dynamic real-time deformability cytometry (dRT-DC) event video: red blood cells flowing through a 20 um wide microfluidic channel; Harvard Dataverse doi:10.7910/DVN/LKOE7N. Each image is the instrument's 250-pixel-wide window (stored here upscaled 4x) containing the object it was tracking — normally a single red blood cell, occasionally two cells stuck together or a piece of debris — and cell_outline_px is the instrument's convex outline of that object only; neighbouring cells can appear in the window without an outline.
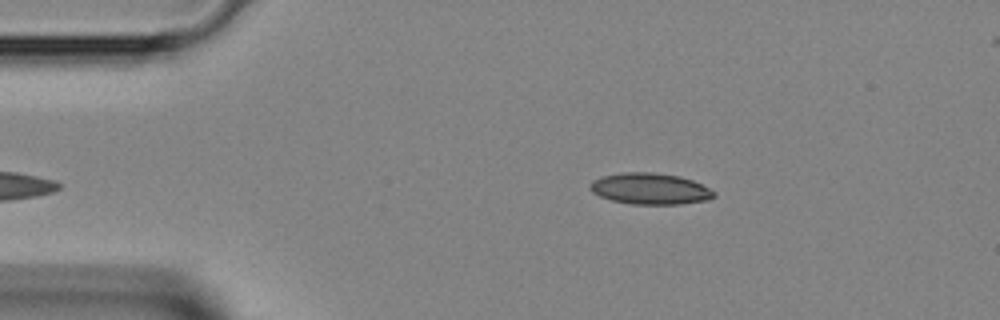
{"species": "Egyptian fruit bat (a non-hibernating species)", "species_latin": "Rousettus aegyptiacus", "temperature_condition": "room temperature", "stored_images_in_passage": 31, "camera_frame_rate_fps": 3000, "um_per_image_px": 0.085, "animal": {"sex": "female"}, "frame": {"image": 1, "passage_image": 1, "time_ms": 0.0, "image_size_px": [1000, 320], "cell_outline_px": [[716, 196], [708, 200], [680, 204], [632, 204], [612, 200], [600, 196], [592, 192], [588, 188], [588, 184], [592, 180], [604, 176], [624, 172], [652, 172], [680, 176], [692, 180], [716, 192]], "centroid_in_image_um": [55.25, 16.04], "position_along_channel_um": 29.8, "area_um2": 22.6}}
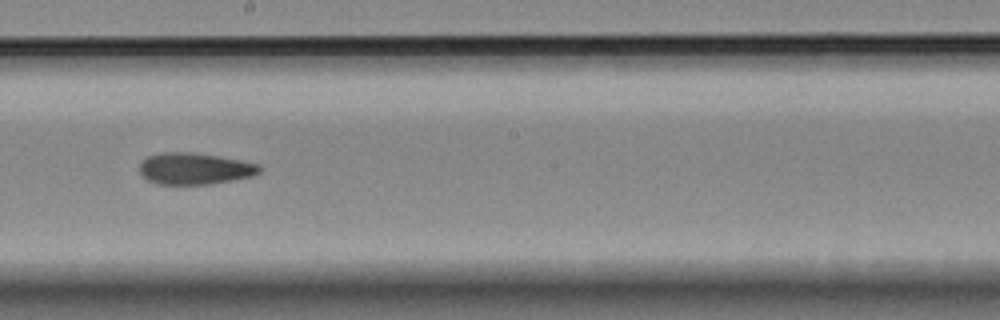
{"frame": {"image": 2, "passage_image": 17, "time_ms": 5.333, "image_size_px": [1000, 320], "cell_outline_px": [[260, 172], [252, 176], [232, 180], [208, 184], [156, 184], [148, 180], [140, 172], [140, 164], [148, 156], [160, 152], [188, 152], [216, 156], [240, 160], [260, 164]], "centroid_in_image_um": [16.54, 14.33], "position_along_channel_um": 231.7, "area_um2": 21.85}}
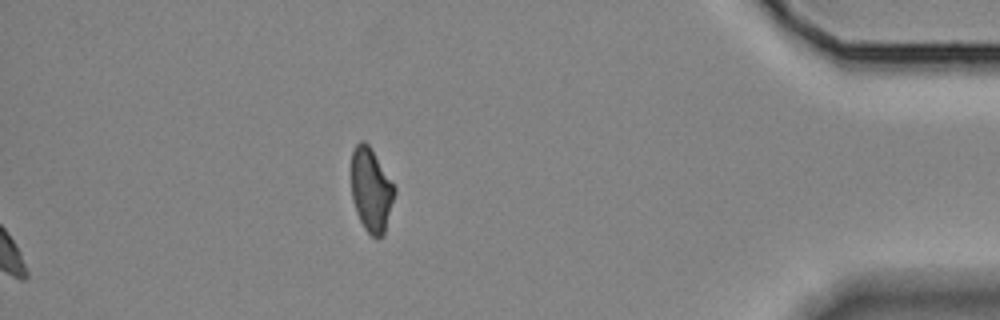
{"frame": {"image": 3, "passage_image": 31, "time_ms": 10.0, "image_size_px": [1000, 320], "cell_outline_px": [[396, 192], [384, 236], [376, 240], [364, 228], [356, 212], [352, 200], [352, 152], [356, 144], [360, 140], [364, 140], [368, 144], [396, 188]], "centroid_in_image_um": [31.56, 16.19], "position_along_channel_um": 403.6, "area_um2": 21.15}}